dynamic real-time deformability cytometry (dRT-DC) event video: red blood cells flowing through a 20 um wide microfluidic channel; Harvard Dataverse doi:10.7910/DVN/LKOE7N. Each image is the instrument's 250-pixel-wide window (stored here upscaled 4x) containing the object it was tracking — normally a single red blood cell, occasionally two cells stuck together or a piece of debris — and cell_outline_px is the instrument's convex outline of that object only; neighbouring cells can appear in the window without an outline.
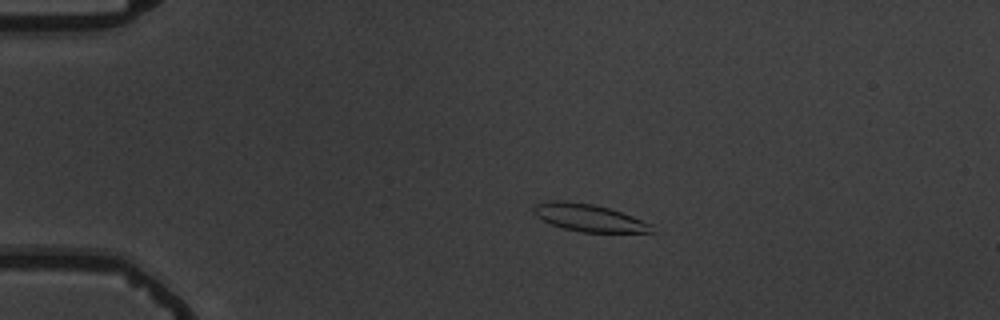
{"species": "common noctule bat (a hibernating species)", "species_latin": "Nyctalus noctula", "temperature_condition": "warm", "stored_images_in_passage": 9, "camera_frame_rate_fps": 3000, "um_per_image_px": 0.085, "animal": {"sex": "male", "body_mass_g": 19.5, "forearm_length_mm": 54.6}, "frame": {"image": 1, "passage_image": 2, "time_ms": 1.0, "image_size_px": [1000, 320], "cell_outline_px": [[656, 232], [580, 232], [564, 228], [552, 224], [536, 216], [532, 212], [532, 208], [536, 204], [548, 200], [564, 200], [592, 204], [608, 208], [632, 216], [652, 224]], "centroid_in_image_um": [50.04, 18.5], "position_along_channel_um": 35.0, "area_um2": 18.79}}
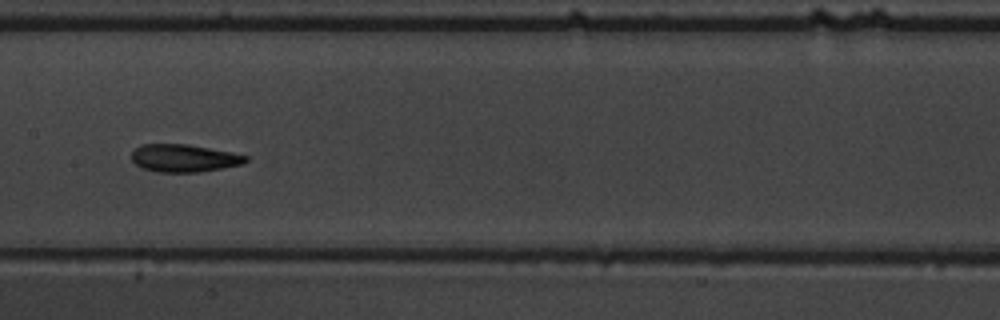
{"frame": {"image": 2, "passage_image": 7, "time_ms": 6.667, "image_size_px": [1000, 320], "cell_outline_px": [[248, 160], [244, 164], [200, 172], [156, 172], [144, 168], [136, 164], [132, 160], [132, 152], [140, 144], [188, 144], [232, 152], [248, 156]], "centroid_in_image_um": [15.66, 13.44], "position_along_channel_um": 191.7, "area_um2": 18.44}}
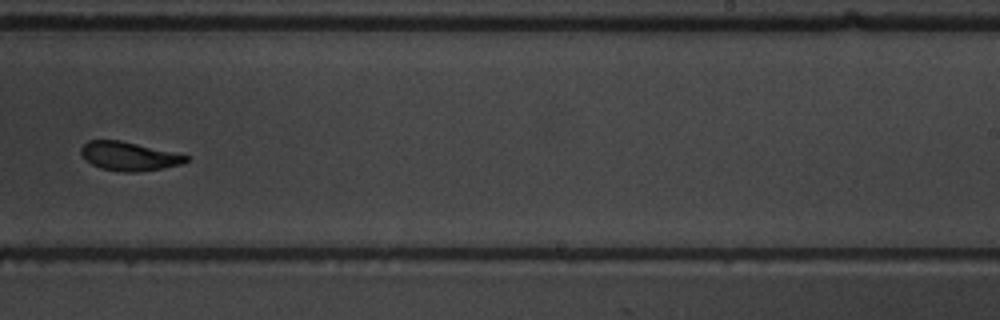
{"frame": {"image": 3, "passage_image": 9, "time_ms": 9.0, "image_size_px": [1000, 320], "cell_outline_px": [[188, 160], [180, 164], [160, 168], [136, 172], [124, 172], [100, 168], [84, 160], [80, 152], [80, 148], [88, 140], [120, 140], [188, 156]], "centroid_in_image_um": [10.87, 13.27], "position_along_channel_um": 278.1, "area_um2": 17.28}}